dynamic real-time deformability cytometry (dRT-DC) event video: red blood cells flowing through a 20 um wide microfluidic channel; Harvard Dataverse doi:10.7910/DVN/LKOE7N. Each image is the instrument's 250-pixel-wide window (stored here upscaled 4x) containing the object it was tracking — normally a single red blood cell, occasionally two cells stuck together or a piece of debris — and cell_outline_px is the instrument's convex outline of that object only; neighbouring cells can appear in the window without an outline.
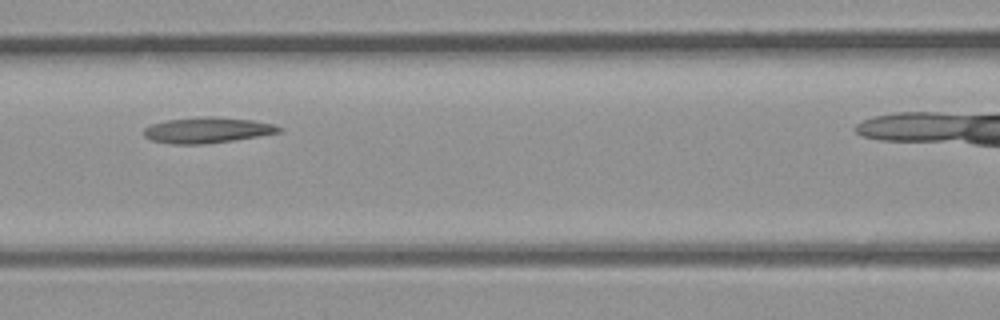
{"species": "common noctule bat (a hibernating species)", "species_latin": "Nyctalus noctula", "temperature_condition": "room temperature", "stored_images_in_passage": 6, "camera_frame_rate_fps": 3000, "um_per_image_px": 0.085, "animal": {"sex": "male", "body_mass_g": 23.1, "forearm_length_mm": 52.7}, "frame": {"image": 1, "passage_image": 5, "time_ms": 1.333, "image_size_px": [1000, 320], "cell_outline_px": [[284, 128], [280, 132], [232, 140], [204, 144], [172, 144], [152, 140], [144, 136], [144, 128], [152, 124], [164, 120], [208, 116], [216, 116], [252, 120], [276, 124]], "centroid_in_image_um": [17.62, 11.05], "position_along_channel_um": 149.0, "area_um2": 20.23}}